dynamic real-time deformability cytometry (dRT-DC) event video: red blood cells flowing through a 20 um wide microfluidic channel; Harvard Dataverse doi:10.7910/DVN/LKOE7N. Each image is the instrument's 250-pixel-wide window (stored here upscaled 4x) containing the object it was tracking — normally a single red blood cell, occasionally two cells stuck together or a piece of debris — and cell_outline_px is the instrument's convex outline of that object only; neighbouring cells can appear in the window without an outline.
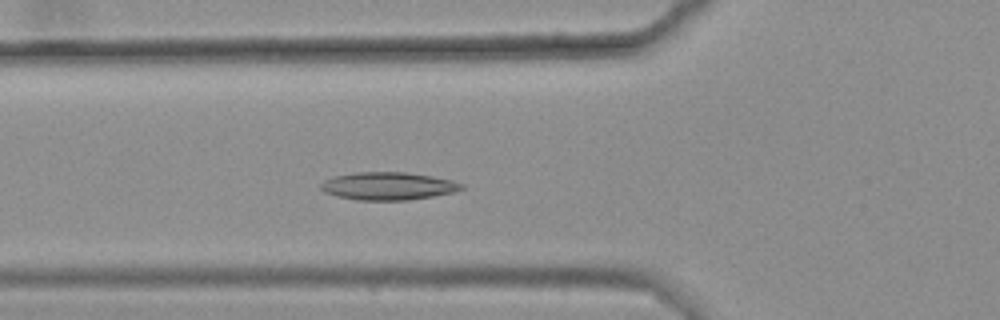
{"species": "common noctule bat (a hibernating species)", "species_latin": "Nyctalus noctula", "temperature_condition": "warm", "stored_images_in_passage": 3, "camera_frame_rate_fps": 3000, "um_per_image_px": 0.085, "animal": {"sex": "female", "body_mass_g": 25.1}, "frame": {"image": 1, "passage_image": 3, "time_ms": 0.667, "image_size_px": [1000, 320], "cell_outline_px": [[464, 188], [452, 192], [432, 196], [408, 200], [356, 200], [336, 196], [324, 192], [320, 188], [320, 184], [324, 180], [336, 176], [356, 172], [404, 172], [432, 176], [452, 180], [464, 184]], "centroid_in_image_um": [32.97, 15.81], "position_along_channel_um": 92.8, "area_um2": 22.72}}